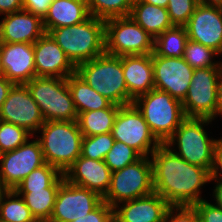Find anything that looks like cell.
<instances>
[{
	"instance_id": "c3c4849f",
	"label": "cell",
	"mask_w": 222,
	"mask_h": 222,
	"mask_svg": "<svg viewBox=\"0 0 222 222\" xmlns=\"http://www.w3.org/2000/svg\"><path fill=\"white\" fill-rule=\"evenodd\" d=\"M4 191H5V189L0 185V198H1Z\"/></svg>"
},
{
	"instance_id": "d4e9b609",
	"label": "cell",
	"mask_w": 222,
	"mask_h": 222,
	"mask_svg": "<svg viewBox=\"0 0 222 222\" xmlns=\"http://www.w3.org/2000/svg\"><path fill=\"white\" fill-rule=\"evenodd\" d=\"M65 180L64 174L52 185L38 190H15L25 201L38 222H48L53 213L57 191Z\"/></svg>"
},
{
	"instance_id": "8fae6325",
	"label": "cell",
	"mask_w": 222,
	"mask_h": 222,
	"mask_svg": "<svg viewBox=\"0 0 222 222\" xmlns=\"http://www.w3.org/2000/svg\"><path fill=\"white\" fill-rule=\"evenodd\" d=\"M111 133L116 141L135 149L142 157H148L161 145L134 104L119 108Z\"/></svg>"
},
{
	"instance_id": "2e32d148",
	"label": "cell",
	"mask_w": 222,
	"mask_h": 222,
	"mask_svg": "<svg viewBox=\"0 0 222 222\" xmlns=\"http://www.w3.org/2000/svg\"><path fill=\"white\" fill-rule=\"evenodd\" d=\"M154 88L169 93L181 102L187 95L194 69L182 58L152 53Z\"/></svg>"
},
{
	"instance_id": "d6986e66",
	"label": "cell",
	"mask_w": 222,
	"mask_h": 222,
	"mask_svg": "<svg viewBox=\"0 0 222 222\" xmlns=\"http://www.w3.org/2000/svg\"><path fill=\"white\" fill-rule=\"evenodd\" d=\"M64 176L69 183L94 191L103 198L110 187L112 171L104 160L79 156Z\"/></svg>"
},
{
	"instance_id": "7bdbcfd3",
	"label": "cell",
	"mask_w": 222,
	"mask_h": 222,
	"mask_svg": "<svg viewBox=\"0 0 222 222\" xmlns=\"http://www.w3.org/2000/svg\"><path fill=\"white\" fill-rule=\"evenodd\" d=\"M13 85L14 83L9 81L4 76L0 77V109Z\"/></svg>"
},
{
	"instance_id": "30bf717a",
	"label": "cell",
	"mask_w": 222,
	"mask_h": 222,
	"mask_svg": "<svg viewBox=\"0 0 222 222\" xmlns=\"http://www.w3.org/2000/svg\"><path fill=\"white\" fill-rule=\"evenodd\" d=\"M222 67L194 69L188 92L182 106L186 117L214 120L216 95Z\"/></svg>"
},
{
	"instance_id": "d590c367",
	"label": "cell",
	"mask_w": 222,
	"mask_h": 222,
	"mask_svg": "<svg viewBox=\"0 0 222 222\" xmlns=\"http://www.w3.org/2000/svg\"><path fill=\"white\" fill-rule=\"evenodd\" d=\"M202 0H168L167 11L174 26H185Z\"/></svg>"
},
{
	"instance_id": "f1b7e54d",
	"label": "cell",
	"mask_w": 222,
	"mask_h": 222,
	"mask_svg": "<svg viewBox=\"0 0 222 222\" xmlns=\"http://www.w3.org/2000/svg\"><path fill=\"white\" fill-rule=\"evenodd\" d=\"M0 221L38 222L15 190H5L0 198Z\"/></svg>"
},
{
	"instance_id": "9a60e30c",
	"label": "cell",
	"mask_w": 222,
	"mask_h": 222,
	"mask_svg": "<svg viewBox=\"0 0 222 222\" xmlns=\"http://www.w3.org/2000/svg\"><path fill=\"white\" fill-rule=\"evenodd\" d=\"M0 120L23 127L32 135L45 122L26 84L12 86L0 109Z\"/></svg>"
},
{
	"instance_id": "44dd1931",
	"label": "cell",
	"mask_w": 222,
	"mask_h": 222,
	"mask_svg": "<svg viewBox=\"0 0 222 222\" xmlns=\"http://www.w3.org/2000/svg\"><path fill=\"white\" fill-rule=\"evenodd\" d=\"M121 205L114 208V222H163L171 206L156 192Z\"/></svg>"
},
{
	"instance_id": "ee69618b",
	"label": "cell",
	"mask_w": 222,
	"mask_h": 222,
	"mask_svg": "<svg viewBox=\"0 0 222 222\" xmlns=\"http://www.w3.org/2000/svg\"><path fill=\"white\" fill-rule=\"evenodd\" d=\"M218 115H222V76L219 80L216 95V112L214 118Z\"/></svg>"
},
{
	"instance_id": "9c48e42d",
	"label": "cell",
	"mask_w": 222,
	"mask_h": 222,
	"mask_svg": "<svg viewBox=\"0 0 222 222\" xmlns=\"http://www.w3.org/2000/svg\"><path fill=\"white\" fill-rule=\"evenodd\" d=\"M105 52L115 56L146 55L154 51V38L130 16L105 20Z\"/></svg>"
},
{
	"instance_id": "f35d334b",
	"label": "cell",
	"mask_w": 222,
	"mask_h": 222,
	"mask_svg": "<svg viewBox=\"0 0 222 222\" xmlns=\"http://www.w3.org/2000/svg\"><path fill=\"white\" fill-rule=\"evenodd\" d=\"M73 222H114V208L103 201L95 210Z\"/></svg>"
},
{
	"instance_id": "e575fe53",
	"label": "cell",
	"mask_w": 222,
	"mask_h": 222,
	"mask_svg": "<svg viewBox=\"0 0 222 222\" xmlns=\"http://www.w3.org/2000/svg\"><path fill=\"white\" fill-rule=\"evenodd\" d=\"M29 136L33 137L25 128L0 120V151L2 153L20 147Z\"/></svg>"
},
{
	"instance_id": "f546056e",
	"label": "cell",
	"mask_w": 222,
	"mask_h": 222,
	"mask_svg": "<svg viewBox=\"0 0 222 222\" xmlns=\"http://www.w3.org/2000/svg\"><path fill=\"white\" fill-rule=\"evenodd\" d=\"M90 15L108 20L129 16L134 0H86Z\"/></svg>"
},
{
	"instance_id": "7402d4cb",
	"label": "cell",
	"mask_w": 222,
	"mask_h": 222,
	"mask_svg": "<svg viewBox=\"0 0 222 222\" xmlns=\"http://www.w3.org/2000/svg\"><path fill=\"white\" fill-rule=\"evenodd\" d=\"M122 69L129 93V104L154 89L152 54L123 55Z\"/></svg>"
},
{
	"instance_id": "7c38bea8",
	"label": "cell",
	"mask_w": 222,
	"mask_h": 222,
	"mask_svg": "<svg viewBox=\"0 0 222 222\" xmlns=\"http://www.w3.org/2000/svg\"><path fill=\"white\" fill-rule=\"evenodd\" d=\"M45 164L40 142L27 140L20 147L2 153L0 160V185L5 190L15 188L33 170Z\"/></svg>"
},
{
	"instance_id": "e0dca14e",
	"label": "cell",
	"mask_w": 222,
	"mask_h": 222,
	"mask_svg": "<svg viewBox=\"0 0 222 222\" xmlns=\"http://www.w3.org/2000/svg\"><path fill=\"white\" fill-rule=\"evenodd\" d=\"M33 45L36 77L67 78L76 72V67L49 33L45 32Z\"/></svg>"
},
{
	"instance_id": "6da1fadb",
	"label": "cell",
	"mask_w": 222,
	"mask_h": 222,
	"mask_svg": "<svg viewBox=\"0 0 222 222\" xmlns=\"http://www.w3.org/2000/svg\"><path fill=\"white\" fill-rule=\"evenodd\" d=\"M154 192L171 206H193L203 200L201 186L211 182L210 171L192 165L161 144L152 154Z\"/></svg>"
},
{
	"instance_id": "4316f807",
	"label": "cell",
	"mask_w": 222,
	"mask_h": 222,
	"mask_svg": "<svg viewBox=\"0 0 222 222\" xmlns=\"http://www.w3.org/2000/svg\"><path fill=\"white\" fill-rule=\"evenodd\" d=\"M120 107L112 104L109 108L79 113L77 123L83 136L112 132L114 120Z\"/></svg>"
},
{
	"instance_id": "b9f144b4",
	"label": "cell",
	"mask_w": 222,
	"mask_h": 222,
	"mask_svg": "<svg viewBox=\"0 0 222 222\" xmlns=\"http://www.w3.org/2000/svg\"><path fill=\"white\" fill-rule=\"evenodd\" d=\"M23 9V0H0V14L5 15Z\"/></svg>"
},
{
	"instance_id": "1f68e13d",
	"label": "cell",
	"mask_w": 222,
	"mask_h": 222,
	"mask_svg": "<svg viewBox=\"0 0 222 222\" xmlns=\"http://www.w3.org/2000/svg\"><path fill=\"white\" fill-rule=\"evenodd\" d=\"M219 53L201 43L188 39L183 59L193 68L222 67V62L212 61Z\"/></svg>"
},
{
	"instance_id": "7a4b0ae2",
	"label": "cell",
	"mask_w": 222,
	"mask_h": 222,
	"mask_svg": "<svg viewBox=\"0 0 222 222\" xmlns=\"http://www.w3.org/2000/svg\"><path fill=\"white\" fill-rule=\"evenodd\" d=\"M77 67L105 52V21L92 15L83 22L48 32Z\"/></svg>"
},
{
	"instance_id": "ffe728a7",
	"label": "cell",
	"mask_w": 222,
	"mask_h": 222,
	"mask_svg": "<svg viewBox=\"0 0 222 222\" xmlns=\"http://www.w3.org/2000/svg\"><path fill=\"white\" fill-rule=\"evenodd\" d=\"M4 16L0 21V42L34 44L45 33L43 19L24 9Z\"/></svg>"
},
{
	"instance_id": "484cf974",
	"label": "cell",
	"mask_w": 222,
	"mask_h": 222,
	"mask_svg": "<svg viewBox=\"0 0 222 222\" xmlns=\"http://www.w3.org/2000/svg\"><path fill=\"white\" fill-rule=\"evenodd\" d=\"M77 114L109 108L113 103L96 92L76 72L67 77Z\"/></svg>"
},
{
	"instance_id": "52a82bcc",
	"label": "cell",
	"mask_w": 222,
	"mask_h": 222,
	"mask_svg": "<svg viewBox=\"0 0 222 222\" xmlns=\"http://www.w3.org/2000/svg\"><path fill=\"white\" fill-rule=\"evenodd\" d=\"M44 121H74L77 111L67 78L34 77L26 83Z\"/></svg>"
},
{
	"instance_id": "d6a6232c",
	"label": "cell",
	"mask_w": 222,
	"mask_h": 222,
	"mask_svg": "<svg viewBox=\"0 0 222 222\" xmlns=\"http://www.w3.org/2000/svg\"><path fill=\"white\" fill-rule=\"evenodd\" d=\"M114 142L115 139L111 132L94 136H83L80 156L89 159L104 160Z\"/></svg>"
},
{
	"instance_id": "bcb514c9",
	"label": "cell",
	"mask_w": 222,
	"mask_h": 222,
	"mask_svg": "<svg viewBox=\"0 0 222 222\" xmlns=\"http://www.w3.org/2000/svg\"><path fill=\"white\" fill-rule=\"evenodd\" d=\"M138 1L145 2L151 5H155V6L164 7V8H167L168 6V0H138Z\"/></svg>"
},
{
	"instance_id": "8d00e7d4",
	"label": "cell",
	"mask_w": 222,
	"mask_h": 222,
	"mask_svg": "<svg viewBox=\"0 0 222 222\" xmlns=\"http://www.w3.org/2000/svg\"><path fill=\"white\" fill-rule=\"evenodd\" d=\"M163 222H200V219L194 206H170Z\"/></svg>"
},
{
	"instance_id": "4dcf8cb0",
	"label": "cell",
	"mask_w": 222,
	"mask_h": 222,
	"mask_svg": "<svg viewBox=\"0 0 222 222\" xmlns=\"http://www.w3.org/2000/svg\"><path fill=\"white\" fill-rule=\"evenodd\" d=\"M63 173L56 167L45 163L41 167L33 170L15 190H38L52 186Z\"/></svg>"
},
{
	"instance_id": "8992f818",
	"label": "cell",
	"mask_w": 222,
	"mask_h": 222,
	"mask_svg": "<svg viewBox=\"0 0 222 222\" xmlns=\"http://www.w3.org/2000/svg\"><path fill=\"white\" fill-rule=\"evenodd\" d=\"M211 122L212 120L207 118L187 117L164 144L188 163L210 171L215 147L219 141V139L208 137L206 130H204L203 125H208ZM175 144L178 147V152L173 149ZM172 146L173 148H171Z\"/></svg>"
},
{
	"instance_id": "3957f363",
	"label": "cell",
	"mask_w": 222,
	"mask_h": 222,
	"mask_svg": "<svg viewBox=\"0 0 222 222\" xmlns=\"http://www.w3.org/2000/svg\"><path fill=\"white\" fill-rule=\"evenodd\" d=\"M38 131L42 135L38 140L45 163L64 174L81 155L83 134L77 120L45 121Z\"/></svg>"
},
{
	"instance_id": "5bb4252c",
	"label": "cell",
	"mask_w": 222,
	"mask_h": 222,
	"mask_svg": "<svg viewBox=\"0 0 222 222\" xmlns=\"http://www.w3.org/2000/svg\"><path fill=\"white\" fill-rule=\"evenodd\" d=\"M102 202L103 198L96 192L64 180L57 191L48 222H73L95 210Z\"/></svg>"
},
{
	"instance_id": "74e56055",
	"label": "cell",
	"mask_w": 222,
	"mask_h": 222,
	"mask_svg": "<svg viewBox=\"0 0 222 222\" xmlns=\"http://www.w3.org/2000/svg\"><path fill=\"white\" fill-rule=\"evenodd\" d=\"M193 206L199 215L200 222H222L221 207L211 204L205 199L195 203Z\"/></svg>"
},
{
	"instance_id": "277c9868",
	"label": "cell",
	"mask_w": 222,
	"mask_h": 222,
	"mask_svg": "<svg viewBox=\"0 0 222 222\" xmlns=\"http://www.w3.org/2000/svg\"><path fill=\"white\" fill-rule=\"evenodd\" d=\"M76 73L96 92L113 104L129 105V93L122 69V56L104 52L98 57L81 63Z\"/></svg>"
},
{
	"instance_id": "ba28073f",
	"label": "cell",
	"mask_w": 222,
	"mask_h": 222,
	"mask_svg": "<svg viewBox=\"0 0 222 222\" xmlns=\"http://www.w3.org/2000/svg\"><path fill=\"white\" fill-rule=\"evenodd\" d=\"M153 192L152 161L149 156L142 157L135 163L112 172L110 187L103 197V201L115 208L122 202Z\"/></svg>"
},
{
	"instance_id": "f6af8a7d",
	"label": "cell",
	"mask_w": 222,
	"mask_h": 222,
	"mask_svg": "<svg viewBox=\"0 0 222 222\" xmlns=\"http://www.w3.org/2000/svg\"><path fill=\"white\" fill-rule=\"evenodd\" d=\"M215 182L217 183L213 191L214 200L216 201L215 204L222 208V180H215Z\"/></svg>"
},
{
	"instance_id": "cb8c5ba5",
	"label": "cell",
	"mask_w": 222,
	"mask_h": 222,
	"mask_svg": "<svg viewBox=\"0 0 222 222\" xmlns=\"http://www.w3.org/2000/svg\"><path fill=\"white\" fill-rule=\"evenodd\" d=\"M129 16L154 39L174 27L167 8L134 0Z\"/></svg>"
},
{
	"instance_id": "83f0119b",
	"label": "cell",
	"mask_w": 222,
	"mask_h": 222,
	"mask_svg": "<svg viewBox=\"0 0 222 222\" xmlns=\"http://www.w3.org/2000/svg\"><path fill=\"white\" fill-rule=\"evenodd\" d=\"M188 41L185 26H174L154 39V53L163 57L182 58Z\"/></svg>"
},
{
	"instance_id": "836d02e7",
	"label": "cell",
	"mask_w": 222,
	"mask_h": 222,
	"mask_svg": "<svg viewBox=\"0 0 222 222\" xmlns=\"http://www.w3.org/2000/svg\"><path fill=\"white\" fill-rule=\"evenodd\" d=\"M141 158L142 156L135 149L115 140L112 148L106 154L104 162L114 172L135 163Z\"/></svg>"
},
{
	"instance_id": "60d3db41",
	"label": "cell",
	"mask_w": 222,
	"mask_h": 222,
	"mask_svg": "<svg viewBox=\"0 0 222 222\" xmlns=\"http://www.w3.org/2000/svg\"><path fill=\"white\" fill-rule=\"evenodd\" d=\"M210 177H211V181L222 180V138L219 139L215 147L213 164L210 170Z\"/></svg>"
},
{
	"instance_id": "4fadbf2b",
	"label": "cell",
	"mask_w": 222,
	"mask_h": 222,
	"mask_svg": "<svg viewBox=\"0 0 222 222\" xmlns=\"http://www.w3.org/2000/svg\"><path fill=\"white\" fill-rule=\"evenodd\" d=\"M188 39L222 54V0H202L185 25Z\"/></svg>"
},
{
	"instance_id": "603a6c76",
	"label": "cell",
	"mask_w": 222,
	"mask_h": 222,
	"mask_svg": "<svg viewBox=\"0 0 222 222\" xmlns=\"http://www.w3.org/2000/svg\"><path fill=\"white\" fill-rule=\"evenodd\" d=\"M86 0H53L43 18L45 32L76 25L90 17Z\"/></svg>"
},
{
	"instance_id": "7dc6e473",
	"label": "cell",
	"mask_w": 222,
	"mask_h": 222,
	"mask_svg": "<svg viewBox=\"0 0 222 222\" xmlns=\"http://www.w3.org/2000/svg\"><path fill=\"white\" fill-rule=\"evenodd\" d=\"M3 76V69H2V66H1V57H0V77Z\"/></svg>"
},
{
	"instance_id": "5b68a950",
	"label": "cell",
	"mask_w": 222,
	"mask_h": 222,
	"mask_svg": "<svg viewBox=\"0 0 222 222\" xmlns=\"http://www.w3.org/2000/svg\"><path fill=\"white\" fill-rule=\"evenodd\" d=\"M133 104L142 113L151 133L161 144L166 143L187 118L180 100L155 88L137 97Z\"/></svg>"
},
{
	"instance_id": "ac0fdd59",
	"label": "cell",
	"mask_w": 222,
	"mask_h": 222,
	"mask_svg": "<svg viewBox=\"0 0 222 222\" xmlns=\"http://www.w3.org/2000/svg\"><path fill=\"white\" fill-rule=\"evenodd\" d=\"M3 76L14 84H26L36 77L34 45L0 42Z\"/></svg>"
},
{
	"instance_id": "ab89813d",
	"label": "cell",
	"mask_w": 222,
	"mask_h": 222,
	"mask_svg": "<svg viewBox=\"0 0 222 222\" xmlns=\"http://www.w3.org/2000/svg\"><path fill=\"white\" fill-rule=\"evenodd\" d=\"M52 1L53 0H23V9L43 19Z\"/></svg>"
}]
</instances>
